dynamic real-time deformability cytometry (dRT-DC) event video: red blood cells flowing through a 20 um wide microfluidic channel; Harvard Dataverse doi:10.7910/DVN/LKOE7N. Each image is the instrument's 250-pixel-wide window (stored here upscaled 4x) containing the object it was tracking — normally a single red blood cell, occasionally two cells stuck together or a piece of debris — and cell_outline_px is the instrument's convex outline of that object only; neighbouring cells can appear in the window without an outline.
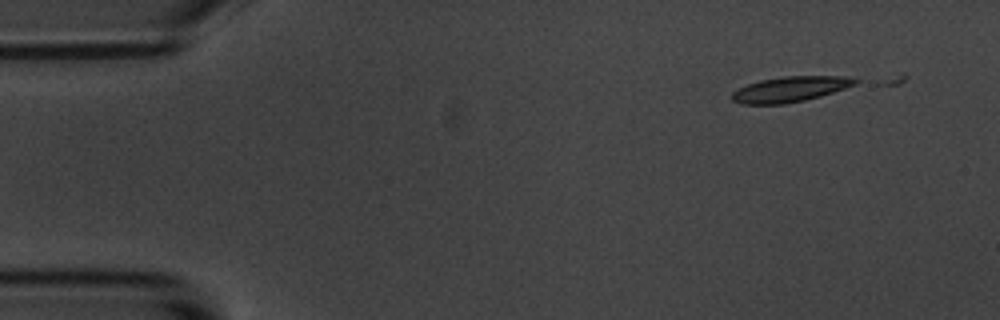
{"species": "common noctule bat (a hibernating species)", "species_latin": "Nyctalus noctula", "temperature_condition": "room temperature", "stored_images_in_passage": 4, "camera_frame_rate_fps": 3000, "um_per_image_px": 0.085, "animal": {"sex": "male", "body_mass_g": 20.1, "forearm_length_mm": 53.5}, "frame": {"image": 1, "passage_image": 1, "time_ms": 0.0, "image_size_px": [1000, 320], "cell_outline_px": [[860, 80], [856, 84], [820, 96], [804, 100], [784, 104], [740, 104], [732, 100], [732, 92], [748, 84], [760, 80], [780, 76], [844, 76]], "centroid_in_image_um": [67.14, 7.58], "position_along_channel_um": 17.9, "area_um2": 18.09}}